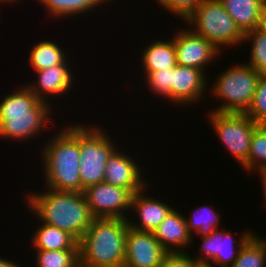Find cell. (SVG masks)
I'll list each match as a JSON object with an SVG mask.
<instances>
[{
    "instance_id": "29",
    "label": "cell",
    "mask_w": 266,
    "mask_h": 267,
    "mask_svg": "<svg viewBox=\"0 0 266 267\" xmlns=\"http://www.w3.org/2000/svg\"><path fill=\"white\" fill-rule=\"evenodd\" d=\"M246 114L257 124H266V73L260 76L253 101Z\"/></svg>"
},
{
    "instance_id": "9",
    "label": "cell",
    "mask_w": 266,
    "mask_h": 267,
    "mask_svg": "<svg viewBox=\"0 0 266 267\" xmlns=\"http://www.w3.org/2000/svg\"><path fill=\"white\" fill-rule=\"evenodd\" d=\"M83 194L95 218H128L126 211H130L133 196L128 189L101 182L89 186Z\"/></svg>"
},
{
    "instance_id": "22",
    "label": "cell",
    "mask_w": 266,
    "mask_h": 267,
    "mask_svg": "<svg viewBox=\"0 0 266 267\" xmlns=\"http://www.w3.org/2000/svg\"><path fill=\"white\" fill-rule=\"evenodd\" d=\"M43 6H45L44 9L46 13H48L50 16L52 15V18L56 17L59 18H66L69 16L75 17L77 14L86 13L88 11L95 10L96 7L100 4L106 3L104 0H37Z\"/></svg>"
},
{
    "instance_id": "20",
    "label": "cell",
    "mask_w": 266,
    "mask_h": 267,
    "mask_svg": "<svg viewBox=\"0 0 266 267\" xmlns=\"http://www.w3.org/2000/svg\"><path fill=\"white\" fill-rule=\"evenodd\" d=\"M32 235L35 250H79V241L70 233L42 223Z\"/></svg>"
},
{
    "instance_id": "21",
    "label": "cell",
    "mask_w": 266,
    "mask_h": 267,
    "mask_svg": "<svg viewBox=\"0 0 266 267\" xmlns=\"http://www.w3.org/2000/svg\"><path fill=\"white\" fill-rule=\"evenodd\" d=\"M50 40L38 41L30 50L29 63L35 71L44 70L61 63H69L64 49Z\"/></svg>"
},
{
    "instance_id": "3",
    "label": "cell",
    "mask_w": 266,
    "mask_h": 267,
    "mask_svg": "<svg viewBox=\"0 0 266 267\" xmlns=\"http://www.w3.org/2000/svg\"><path fill=\"white\" fill-rule=\"evenodd\" d=\"M17 89L0 103V138L18 142L41 135L50 123L53 108L34 95L26 84Z\"/></svg>"
},
{
    "instance_id": "25",
    "label": "cell",
    "mask_w": 266,
    "mask_h": 267,
    "mask_svg": "<svg viewBox=\"0 0 266 267\" xmlns=\"http://www.w3.org/2000/svg\"><path fill=\"white\" fill-rule=\"evenodd\" d=\"M36 251V267H80L79 250Z\"/></svg>"
},
{
    "instance_id": "33",
    "label": "cell",
    "mask_w": 266,
    "mask_h": 267,
    "mask_svg": "<svg viewBox=\"0 0 266 267\" xmlns=\"http://www.w3.org/2000/svg\"><path fill=\"white\" fill-rule=\"evenodd\" d=\"M260 175V176H259ZM258 176L261 178L260 181L262 182L261 185H263V192H264V199L263 201H265L266 203V170H261L258 171Z\"/></svg>"
},
{
    "instance_id": "1",
    "label": "cell",
    "mask_w": 266,
    "mask_h": 267,
    "mask_svg": "<svg viewBox=\"0 0 266 267\" xmlns=\"http://www.w3.org/2000/svg\"><path fill=\"white\" fill-rule=\"evenodd\" d=\"M44 187L46 192L26 195L27 206L34 217L38 216V221L70 233L79 241L95 219L84 194Z\"/></svg>"
},
{
    "instance_id": "31",
    "label": "cell",
    "mask_w": 266,
    "mask_h": 267,
    "mask_svg": "<svg viewBox=\"0 0 266 267\" xmlns=\"http://www.w3.org/2000/svg\"><path fill=\"white\" fill-rule=\"evenodd\" d=\"M197 261L187 252L168 253L160 267H195Z\"/></svg>"
},
{
    "instance_id": "4",
    "label": "cell",
    "mask_w": 266,
    "mask_h": 267,
    "mask_svg": "<svg viewBox=\"0 0 266 267\" xmlns=\"http://www.w3.org/2000/svg\"><path fill=\"white\" fill-rule=\"evenodd\" d=\"M127 219L95 218L79 240L80 267H123Z\"/></svg>"
},
{
    "instance_id": "10",
    "label": "cell",
    "mask_w": 266,
    "mask_h": 267,
    "mask_svg": "<svg viewBox=\"0 0 266 267\" xmlns=\"http://www.w3.org/2000/svg\"><path fill=\"white\" fill-rule=\"evenodd\" d=\"M252 231H244L235 245L231 231L214 230L209 235L199 236L202 246L200 254L193 257L197 262H206L216 267H230L239 255L243 244L253 235ZM217 264V265H216Z\"/></svg>"
},
{
    "instance_id": "15",
    "label": "cell",
    "mask_w": 266,
    "mask_h": 267,
    "mask_svg": "<svg viewBox=\"0 0 266 267\" xmlns=\"http://www.w3.org/2000/svg\"><path fill=\"white\" fill-rule=\"evenodd\" d=\"M147 186L133 194L130 209L135 211L140 221L127 219L128 226L139 231L153 232L173 209L172 204H166L150 195L146 196ZM138 222V223H137ZM138 224V225H137Z\"/></svg>"
},
{
    "instance_id": "11",
    "label": "cell",
    "mask_w": 266,
    "mask_h": 267,
    "mask_svg": "<svg viewBox=\"0 0 266 267\" xmlns=\"http://www.w3.org/2000/svg\"><path fill=\"white\" fill-rule=\"evenodd\" d=\"M177 65L200 69L206 73L207 65L221 56V50L212 42L195 34L189 27L173 34ZM218 55V56H217ZM210 61V62H209Z\"/></svg>"
},
{
    "instance_id": "12",
    "label": "cell",
    "mask_w": 266,
    "mask_h": 267,
    "mask_svg": "<svg viewBox=\"0 0 266 267\" xmlns=\"http://www.w3.org/2000/svg\"><path fill=\"white\" fill-rule=\"evenodd\" d=\"M168 253L153 232L139 231L128 226L123 267H160Z\"/></svg>"
},
{
    "instance_id": "5",
    "label": "cell",
    "mask_w": 266,
    "mask_h": 267,
    "mask_svg": "<svg viewBox=\"0 0 266 267\" xmlns=\"http://www.w3.org/2000/svg\"><path fill=\"white\" fill-rule=\"evenodd\" d=\"M261 74L246 63L227 68L214 80L211 91L224 101L216 107L219 113H246L251 106ZM213 87V88H212Z\"/></svg>"
},
{
    "instance_id": "6",
    "label": "cell",
    "mask_w": 266,
    "mask_h": 267,
    "mask_svg": "<svg viewBox=\"0 0 266 267\" xmlns=\"http://www.w3.org/2000/svg\"><path fill=\"white\" fill-rule=\"evenodd\" d=\"M184 21L191 31L220 50L223 46L236 48L244 42V34L219 0H202Z\"/></svg>"
},
{
    "instance_id": "28",
    "label": "cell",
    "mask_w": 266,
    "mask_h": 267,
    "mask_svg": "<svg viewBox=\"0 0 266 267\" xmlns=\"http://www.w3.org/2000/svg\"><path fill=\"white\" fill-rule=\"evenodd\" d=\"M145 79L147 88L155 92L154 95L157 94L169 102L172 101V68L152 71Z\"/></svg>"
},
{
    "instance_id": "17",
    "label": "cell",
    "mask_w": 266,
    "mask_h": 267,
    "mask_svg": "<svg viewBox=\"0 0 266 267\" xmlns=\"http://www.w3.org/2000/svg\"><path fill=\"white\" fill-rule=\"evenodd\" d=\"M183 215L173 208L153 231L155 238L169 253L186 252V247L193 242Z\"/></svg>"
},
{
    "instance_id": "24",
    "label": "cell",
    "mask_w": 266,
    "mask_h": 267,
    "mask_svg": "<svg viewBox=\"0 0 266 267\" xmlns=\"http://www.w3.org/2000/svg\"><path fill=\"white\" fill-rule=\"evenodd\" d=\"M208 205H201L194 210L193 214L188 217L185 216L186 223L188 226L189 232L198 236H204L211 234L214 230L222 229L219 228V221L221 219V214H218L217 211L212 209Z\"/></svg>"
},
{
    "instance_id": "16",
    "label": "cell",
    "mask_w": 266,
    "mask_h": 267,
    "mask_svg": "<svg viewBox=\"0 0 266 267\" xmlns=\"http://www.w3.org/2000/svg\"><path fill=\"white\" fill-rule=\"evenodd\" d=\"M68 63H61L44 70L35 71V84L26 85L41 101L49 103L47 96L66 94L73 87V74ZM72 85V86H71ZM47 100V101H46Z\"/></svg>"
},
{
    "instance_id": "19",
    "label": "cell",
    "mask_w": 266,
    "mask_h": 267,
    "mask_svg": "<svg viewBox=\"0 0 266 267\" xmlns=\"http://www.w3.org/2000/svg\"><path fill=\"white\" fill-rule=\"evenodd\" d=\"M243 34L257 28L266 0H219Z\"/></svg>"
},
{
    "instance_id": "7",
    "label": "cell",
    "mask_w": 266,
    "mask_h": 267,
    "mask_svg": "<svg viewBox=\"0 0 266 267\" xmlns=\"http://www.w3.org/2000/svg\"><path fill=\"white\" fill-rule=\"evenodd\" d=\"M80 178L82 188L104 182L105 165L118 149L100 126L79 124Z\"/></svg>"
},
{
    "instance_id": "23",
    "label": "cell",
    "mask_w": 266,
    "mask_h": 267,
    "mask_svg": "<svg viewBox=\"0 0 266 267\" xmlns=\"http://www.w3.org/2000/svg\"><path fill=\"white\" fill-rule=\"evenodd\" d=\"M254 233L242 246L230 267H266V239Z\"/></svg>"
},
{
    "instance_id": "32",
    "label": "cell",
    "mask_w": 266,
    "mask_h": 267,
    "mask_svg": "<svg viewBox=\"0 0 266 267\" xmlns=\"http://www.w3.org/2000/svg\"><path fill=\"white\" fill-rule=\"evenodd\" d=\"M256 30L266 34V4L261 9Z\"/></svg>"
},
{
    "instance_id": "2",
    "label": "cell",
    "mask_w": 266,
    "mask_h": 267,
    "mask_svg": "<svg viewBox=\"0 0 266 267\" xmlns=\"http://www.w3.org/2000/svg\"><path fill=\"white\" fill-rule=\"evenodd\" d=\"M71 125V126H70ZM61 129L41 151L44 182L50 189L83 193L80 178L79 123Z\"/></svg>"
},
{
    "instance_id": "34",
    "label": "cell",
    "mask_w": 266,
    "mask_h": 267,
    "mask_svg": "<svg viewBox=\"0 0 266 267\" xmlns=\"http://www.w3.org/2000/svg\"><path fill=\"white\" fill-rule=\"evenodd\" d=\"M0 267H20V265H17L16 262L9 261L7 258L0 257Z\"/></svg>"
},
{
    "instance_id": "30",
    "label": "cell",
    "mask_w": 266,
    "mask_h": 267,
    "mask_svg": "<svg viewBox=\"0 0 266 267\" xmlns=\"http://www.w3.org/2000/svg\"><path fill=\"white\" fill-rule=\"evenodd\" d=\"M166 12L169 11L184 21L202 0H155Z\"/></svg>"
},
{
    "instance_id": "26",
    "label": "cell",
    "mask_w": 266,
    "mask_h": 267,
    "mask_svg": "<svg viewBox=\"0 0 266 267\" xmlns=\"http://www.w3.org/2000/svg\"><path fill=\"white\" fill-rule=\"evenodd\" d=\"M266 170V124H259L250 140L249 172Z\"/></svg>"
},
{
    "instance_id": "18",
    "label": "cell",
    "mask_w": 266,
    "mask_h": 267,
    "mask_svg": "<svg viewBox=\"0 0 266 267\" xmlns=\"http://www.w3.org/2000/svg\"><path fill=\"white\" fill-rule=\"evenodd\" d=\"M144 48L141 60L145 77L152 71L174 68L177 65L173 37L165 41L157 39Z\"/></svg>"
},
{
    "instance_id": "8",
    "label": "cell",
    "mask_w": 266,
    "mask_h": 267,
    "mask_svg": "<svg viewBox=\"0 0 266 267\" xmlns=\"http://www.w3.org/2000/svg\"><path fill=\"white\" fill-rule=\"evenodd\" d=\"M208 119L221 143L249 173L250 140L259 125L246 113H219L209 111Z\"/></svg>"
},
{
    "instance_id": "36",
    "label": "cell",
    "mask_w": 266,
    "mask_h": 267,
    "mask_svg": "<svg viewBox=\"0 0 266 267\" xmlns=\"http://www.w3.org/2000/svg\"><path fill=\"white\" fill-rule=\"evenodd\" d=\"M20 0H0V4L2 3V4H4L5 2L6 3H12V2H19Z\"/></svg>"
},
{
    "instance_id": "27",
    "label": "cell",
    "mask_w": 266,
    "mask_h": 267,
    "mask_svg": "<svg viewBox=\"0 0 266 267\" xmlns=\"http://www.w3.org/2000/svg\"><path fill=\"white\" fill-rule=\"evenodd\" d=\"M252 42L248 64L259 74L266 73V34L252 30L244 34V42Z\"/></svg>"
},
{
    "instance_id": "14",
    "label": "cell",
    "mask_w": 266,
    "mask_h": 267,
    "mask_svg": "<svg viewBox=\"0 0 266 267\" xmlns=\"http://www.w3.org/2000/svg\"><path fill=\"white\" fill-rule=\"evenodd\" d=\"M116 149L105 165L104 182L113 186L128 189L132 194L148 186L143 181L141 168L128 155Z\"/></svg>"
},
{
    "instance_id": "13",
    "label": "cell",
    "mask_w": 266,
    "mask_h": 267,
    "mask_svg": "<svg viewBox=\"0 0 266 267\" xmlns=\"http://www.w3.org/2000/svg\"><path fill=\"white\" fill-rule=\"evenodd\" d=\"M207 81L204 71L176 65L172 68V102L180 105L198 103L207 92Z\"/></svg>"
},
{
    "instance_id": "35",
    "label": "cell",
    "mask_w": 266,
    "mask_h": 267,
    "mask_svg": "<svg viewBox=\"0 0 266 267\" xmlns=\"http://www.w3.org/2000/svg\"><path fill=\"white\" fill-rule=\"evenodd\" d=\"M195 267H216V266H213V264L206 262H197Z\"/></svg>"
}]
</instances>
